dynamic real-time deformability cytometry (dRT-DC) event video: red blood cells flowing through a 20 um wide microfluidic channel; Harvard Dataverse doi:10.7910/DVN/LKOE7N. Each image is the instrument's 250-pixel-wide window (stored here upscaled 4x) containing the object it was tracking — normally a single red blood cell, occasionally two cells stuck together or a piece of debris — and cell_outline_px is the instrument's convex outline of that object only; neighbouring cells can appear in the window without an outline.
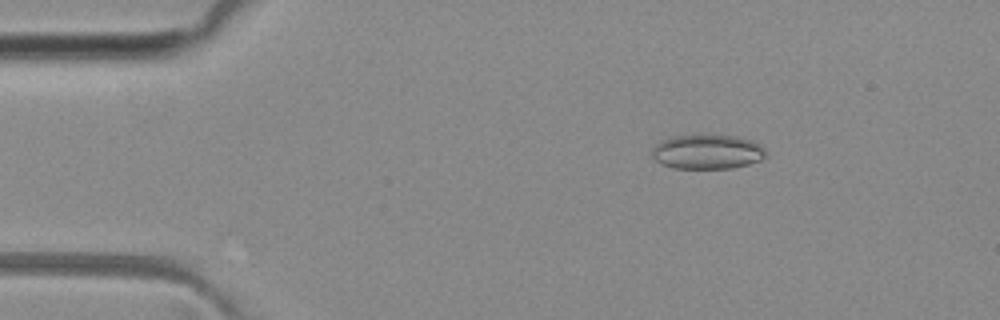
{"species": "common noctule bat (a hibernating species)", "species_latin": "Nyctalus noctula", "temperature_condition": "room temperature", "stored_images_in_passage": 49, "camera_frame_rate_fps": 3000, "um_per_image_px": 0.085, "animal": {"sex": "female", "body_mass_g": 29.2, "forearm_length_mm": 56.3}, "frame": {"image": 1, "passage_image": 7, "time_ms": 2.0, "image_size_px": [1000, 320], "cell_outline_px": [[764, 156], [760, 160], [748, 164], [732, 168], [672, 168], [656, 160], [652, 156], [652, 148], [660, 140], [668, 136], [736, 136], [752, 140], [760, 144], [764, 148]], "centroid_in_image_um": [60.1, 12.9], "position_along_channel_um": 24.9, "area_um2": 22.66}}
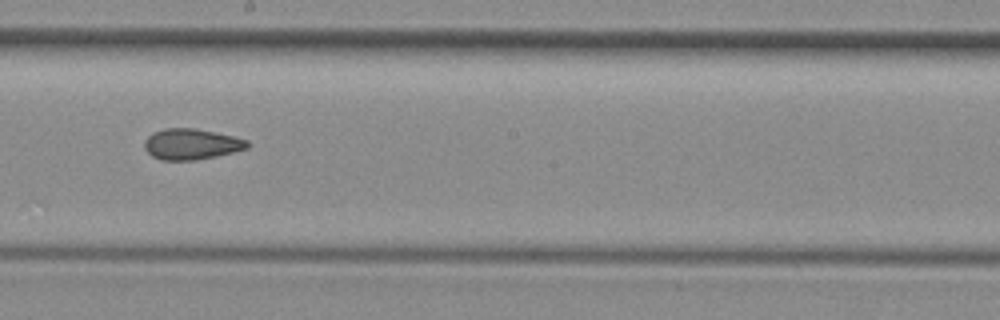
{"frame": {"image": 2, "passage_image": 27, "time_ms": 8.667, "image_size_px": [1000, 320], "cell_outline_px": [[248, 148], [216, 156], [196, 160], [160, 160], [152, 156], [144, 148], [144, 140], [148, 136], [164, 128], [196, 128], [236, 136], [248, 140]], "centroid_in_image_um": [16.27, 12.25], "position_along_channel_um": 231.9, "area_um2": 18.55}}
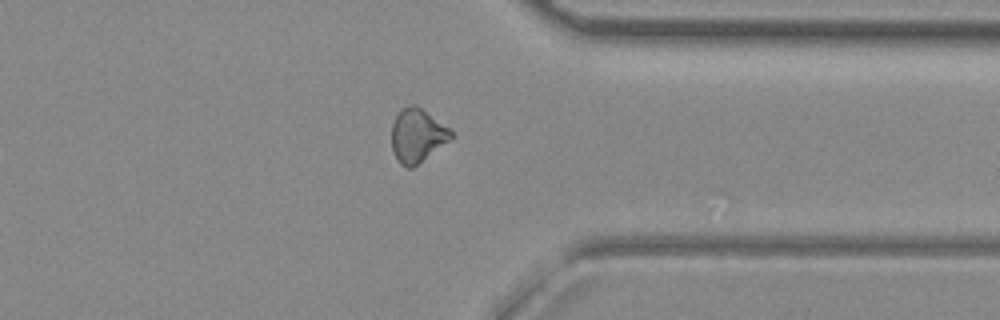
{"frame": {"image": 3, "passage_image": 38, "time_ms": 12.333, "image_size_px": [1000, 320], "cell_outline_px": [[452, 136], [448, 140], [412, 168], [408, 168], [400, 164], [392, 152], [392, 124], [400, 108], [412, 104], [416, 104], [452, 128]], "centroid_in_image_um": [35.45, 11.48], "position_along_channel_um": 376.0, "area_um2": 18.55}, "authors_computed_cell_mechanics": {"area_um2": 19.1896, "velocity_mm_per_s": 4.0852, "shape_relaxation_time_tau1_ms": null, "shape_relaxation_time_tau2_ms": 2.6534, "deformation_change_tau1": null, "deformation_change_tau2": 0.0842}}